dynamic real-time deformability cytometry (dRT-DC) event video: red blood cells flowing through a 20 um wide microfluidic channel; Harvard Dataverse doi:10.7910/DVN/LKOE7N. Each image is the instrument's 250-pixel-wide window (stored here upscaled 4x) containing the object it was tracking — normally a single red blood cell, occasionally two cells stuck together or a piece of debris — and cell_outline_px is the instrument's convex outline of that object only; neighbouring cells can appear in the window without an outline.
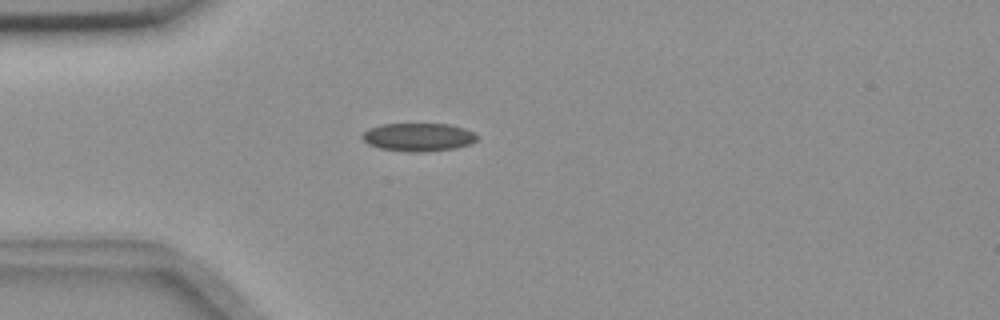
{"species": "common noctule bat (a hibernating species)", "species_latin": "Nyctalus noctula", "temperature_condition": "room temperature", "stored_images_in_passage": 4, "camera_frame_rate_fps": 3000, "um_per_image_px": 0.085, "animal": {"sex": "female", "body_mass_g": 18.4}, "frame": {"image": 1, "passage_image": 2, "time_ms": 0.333, "image_size_px": [1000, 320], "cell_outline_px": [[476, 140], [472, 144], [456, 148], [424, 152], [408, 152], [380, 148], [368, 144], [360, 136], [368, 128], [380, 124], [448, 124], [464, 128], [476, 132]], "centroid_in_image_um": [35.56, 11.65], "position_along_channel_um": 49.4, "area_um2": 19.02}}